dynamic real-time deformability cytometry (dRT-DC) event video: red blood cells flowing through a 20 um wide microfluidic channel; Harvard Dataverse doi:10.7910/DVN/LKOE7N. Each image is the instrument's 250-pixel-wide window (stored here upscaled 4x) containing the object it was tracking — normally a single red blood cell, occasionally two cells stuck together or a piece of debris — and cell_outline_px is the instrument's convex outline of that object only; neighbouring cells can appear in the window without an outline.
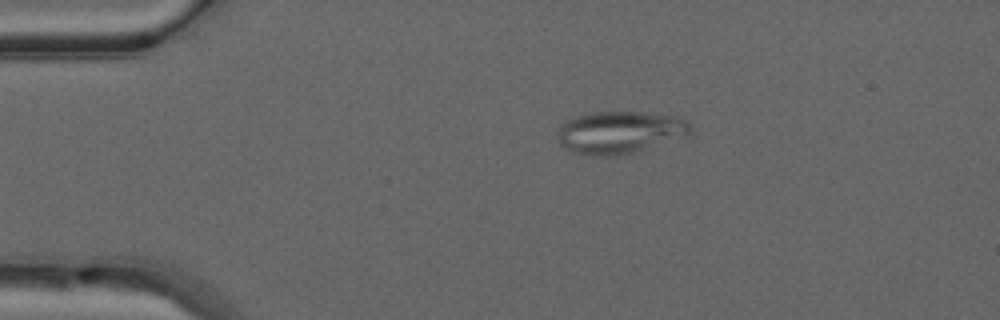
{"species": "common noctule bat (a hibernating species)", "species_latin": "Nyctalus noctula", "temperature_condition": "warm", "stored_images_in_passage": 39, "camera_frame_rate_fps": 3000, "um_per_image_px": 0.085, "animal": {"sex": "male", "forearm_length_mm": 52.5}, "frame": {"image": 1, "passage_image": 1, "time_ms": 0.0, "image_size_px": [1000, 320], "cell_outline_px": [[692, 132], [688, 136], [632, 152], [616, 156], [592, 156], [572, 152], [560, 144], [556, 136], [556, 132], [560, 124], [572, 116], [592, 112], [640, 112], [676, 116], [688, 120], [692, 124]], "centroid_in_image_um": [52.66, 11.24], "position_along_channel_um": 32.3, "area_um2": 33.29}}
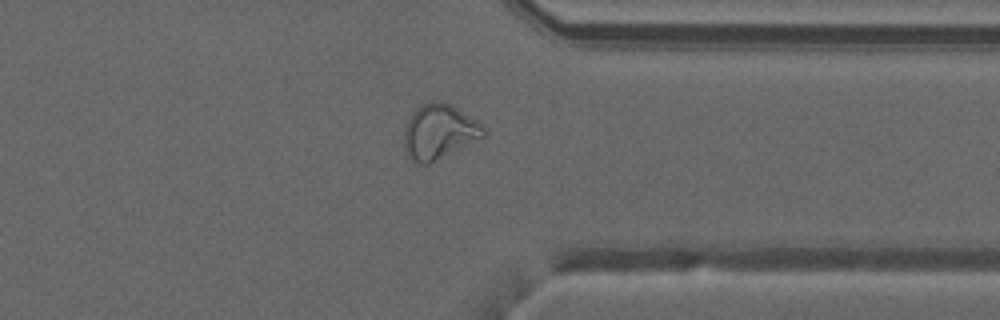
{"frame": {"image": 2, "passage_image": 30, "time_ms": 9.667, "image_size_px": [1000, 320], "cell_outline_px": [[488, 132], [484, 136], [428, 164], [420, 164], [412, 160], [408, 156], [404, 148], [404, 128], [408, 120], [416, 108], [424, 104], [436, 100], [440, 100], [452, 104], [484, 124]], "centroid_in_image_um": [37.35, 11.17], "position_along_channel_um": 374.1, "area_um2": 25.43}}
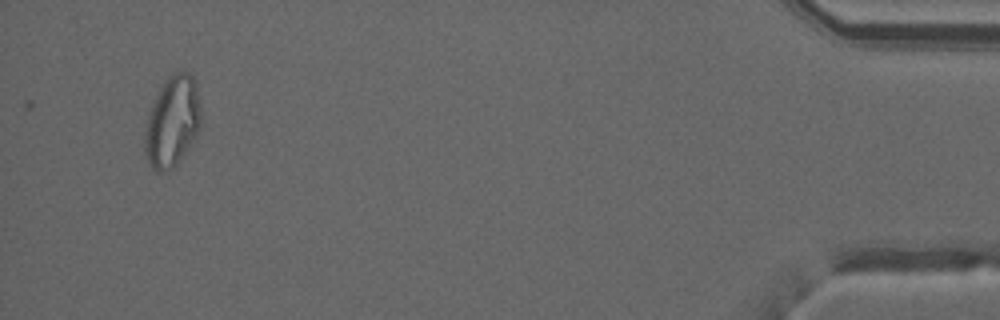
{"frame": {"image": 3, "passage_image": 39, "time_ms": 12.667, "image_size_px": [1000, 320], "cell_outline_px": [[200, 128], [196, 136], [180, 160], [176, 164], [160, 172], [156, 172], [152, 168], [144, 152], [144, 128], [152, 100], [164, 80], [168, 76], [176, 72], [188, 72], [196, 80], [200, 104]], "centroid_in_image_um": [14.63, 10.29], "position_along_channel_um": 420.6, "area_um2": 29.94}}